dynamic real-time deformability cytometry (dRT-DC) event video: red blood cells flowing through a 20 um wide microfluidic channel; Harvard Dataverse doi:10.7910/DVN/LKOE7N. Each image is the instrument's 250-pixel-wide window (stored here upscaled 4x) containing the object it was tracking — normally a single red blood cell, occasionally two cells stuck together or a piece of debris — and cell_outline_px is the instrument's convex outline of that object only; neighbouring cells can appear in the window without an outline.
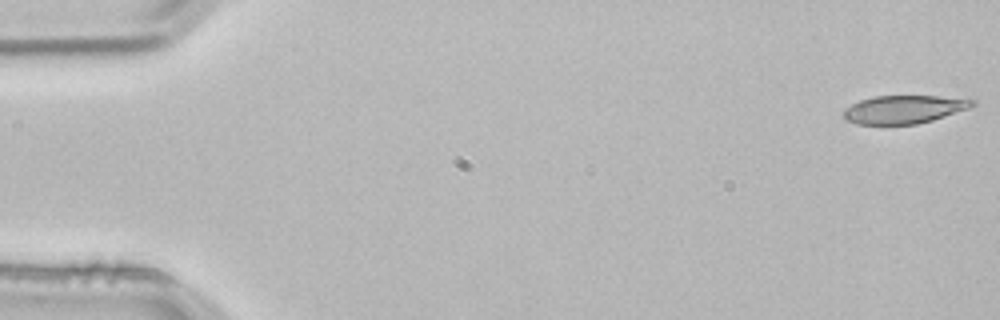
{"species": "common noctule bat (a hibernating species)", "species_latin": "Nyctalus noctula", "temperature_condition": "room temperature", "stored_images_in_passage": 4, "camera_frame_rate_fps": 3000, "um_per_image_px": 0.085, "animal": {"sex": "male", "body_mass_g": 21.5, "forearm_length_mm": 52.0}, "frame": {"image": 1, "passage_image": 1, "time_ms": 0.0, "image_size_px": [1000, 320], "cell_outline_px": [[976, 104], [968, 108], [932, 120], [916, 124], [856, 124], [844, 120], [844, 108], [860, 100], [872, 96], [936, 96], [976, 100]], "centroid_in_image_um": [76.79, 9.29], "position_along_channel_um": 8.2, "area_um2": 20.98}}
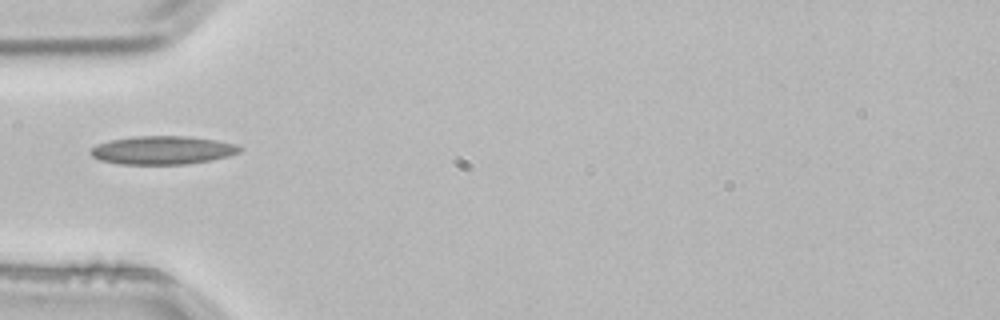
{"frame": {"image": 2, "passage_image": 4, "time_ms": 1.0, "image_size_px": [1000, 320], "cell_outline_px": [[244, 148], [240, 152], [228, 156], [212, 160], [188, 164], [120, 164], [100, 160], [92, 156], [88, 152], [96, 144], [108, 140], [132, 136], [188, 136], [216, 140], [236, 144]], "centroid_in_image_um": [13.81, 12.76], "position_along_channel_um": 71.2, "area_um2": 24.91}}